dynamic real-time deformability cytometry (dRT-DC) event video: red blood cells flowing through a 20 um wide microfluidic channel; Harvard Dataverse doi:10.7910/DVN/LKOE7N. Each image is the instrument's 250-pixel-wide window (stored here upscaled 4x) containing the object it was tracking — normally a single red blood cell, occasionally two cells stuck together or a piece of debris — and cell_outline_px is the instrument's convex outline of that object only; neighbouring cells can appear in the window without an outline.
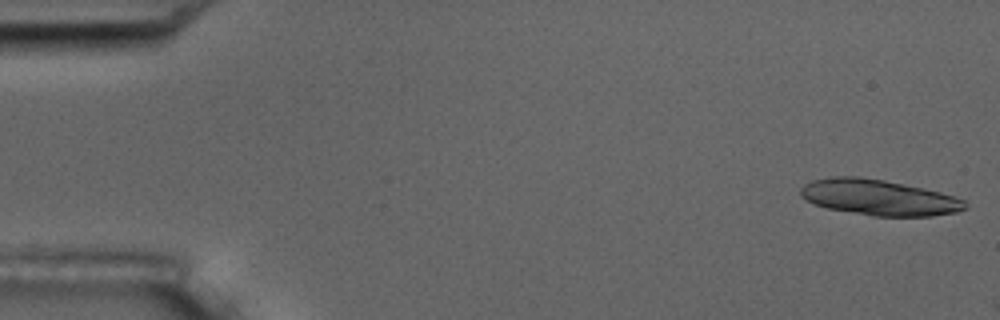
{"species": "common noctule bat (a hibernating species)", "species_latin": "Nyctalus noctula", "temperature_condition": "room temperature", "stored_images_in_passage": 3, "camera_frame_rate_fps": 3000, "um_per_image_px": 0.085, "animal": {"sex": "male", "body_mass_g": 17.5, "forearm_length_mm": 52.3}, "frame": {"image": 1, "passage_image": 1, "time_ms": 0.0, "image_size_px": [1000, 320], "cell_outline_px": [[968, 208], [956, 212], [932, 216], [872, 216], [828, 208], [816, 204], [800, 196], [800, 188], [804, 184], [812, 180], [832, 176], [860, 176], [884, 180], [924, 188], [940, 192], [964, 200], [968, 204]], "centroid_in_image_um": [74.71, 16.78], "position_along_channel_um": 10.3, "area_um2": 34.28}}